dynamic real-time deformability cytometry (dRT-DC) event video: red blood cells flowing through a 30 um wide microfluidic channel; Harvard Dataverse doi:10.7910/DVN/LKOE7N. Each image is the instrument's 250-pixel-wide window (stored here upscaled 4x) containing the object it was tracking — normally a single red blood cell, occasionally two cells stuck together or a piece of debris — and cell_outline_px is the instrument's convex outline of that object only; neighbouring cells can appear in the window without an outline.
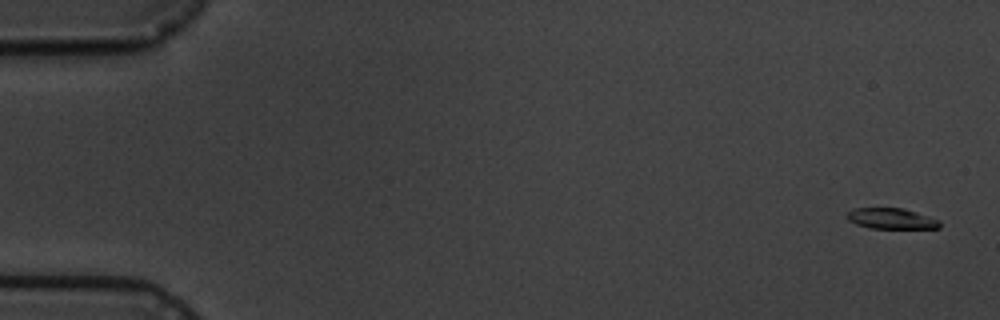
{"species": "common noctule bat (a hibernating species)", "species_latin": "Nyctalus noctula", "temperature_condition": "cold", "stored_images_in_passage": 6, "camera_frame_rate_fps": 3000, "um_per_image_px": 0.085, "animal": {"sex": "male", "body_mass_g": 19.5, "forearm_length_mm": 54.6}, "frame": {"image": 1, "passage_image": 1, "time_ms": 0.0, "image_size_px": [1000, 320], "cell_outline_px": [[940, 228], [868, 228], [856, 224], [848, 220], [844, 216], [852, 208], [904, 208], [940, 220]], "centroid_in_image_um": [75.72, 18.57], "position_along_channel_um": 9.3, "area_um2": 11.27}}
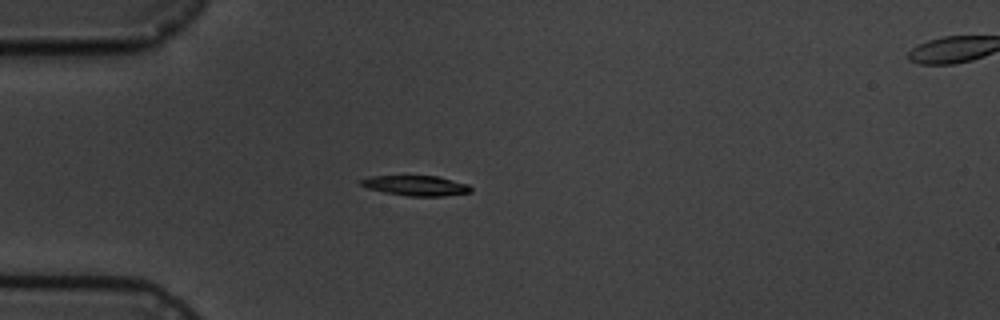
{"frame": {"image": 2, "passage_image": 5, "time_ms": 4.667, "image_size_px": [1000, 320], "cell_outline_px": [[472, 192], [444, 196], [408, 196], [384, 192], [368, 188], [360, 184], [360, 180], [368, 176], [436, 176], [468, 184], [472, 188]], "centroid_in_image_um": [35.36, 15.78], "position_along_channel_um": 49.6, "area_um2": 12.83}}